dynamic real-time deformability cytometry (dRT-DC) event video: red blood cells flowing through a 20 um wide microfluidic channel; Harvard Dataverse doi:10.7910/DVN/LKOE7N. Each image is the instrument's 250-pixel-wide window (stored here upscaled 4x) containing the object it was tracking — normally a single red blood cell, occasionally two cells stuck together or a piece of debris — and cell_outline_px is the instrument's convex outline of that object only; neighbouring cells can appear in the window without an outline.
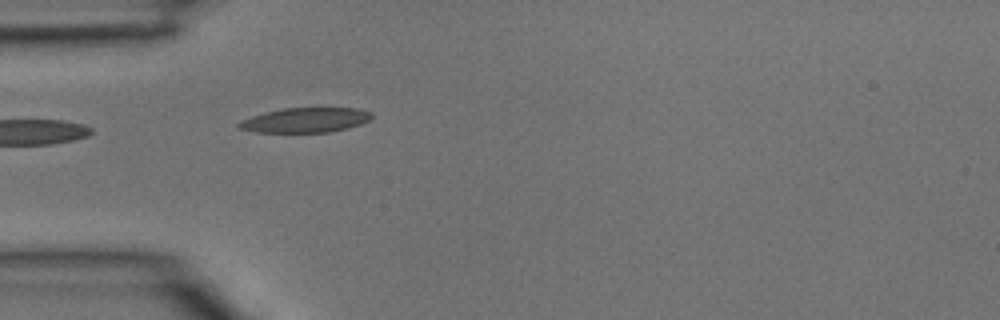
{"species": "common noctule bat (a hibernating species)", "species_latin": "Nyctalus noctula", "temperature_condition": "room temperature", "stored_images_in_passage": 3, "camera_frame_rate_fps": 3000, "um_per_image_px": 0.085, "animal": {"sex": "male", "body_mass_g": 15.6}, "frame": {"image": 1, "passage_image": 3, "time_ms": 0.667, "image_size_px": [1000, 320], "cell_outline_px": [[372, 116], [368, 120], [360, 124], [348, 128], [328, 132], [256, 132], [240, 128], [236, 124], [252, 116], [284, 108], [356, 108], [372, 112]], "centroid_in_image_um": [26.0, 10.21], "position_along_channel_um": 59.0, "area_um2": 18.84}}